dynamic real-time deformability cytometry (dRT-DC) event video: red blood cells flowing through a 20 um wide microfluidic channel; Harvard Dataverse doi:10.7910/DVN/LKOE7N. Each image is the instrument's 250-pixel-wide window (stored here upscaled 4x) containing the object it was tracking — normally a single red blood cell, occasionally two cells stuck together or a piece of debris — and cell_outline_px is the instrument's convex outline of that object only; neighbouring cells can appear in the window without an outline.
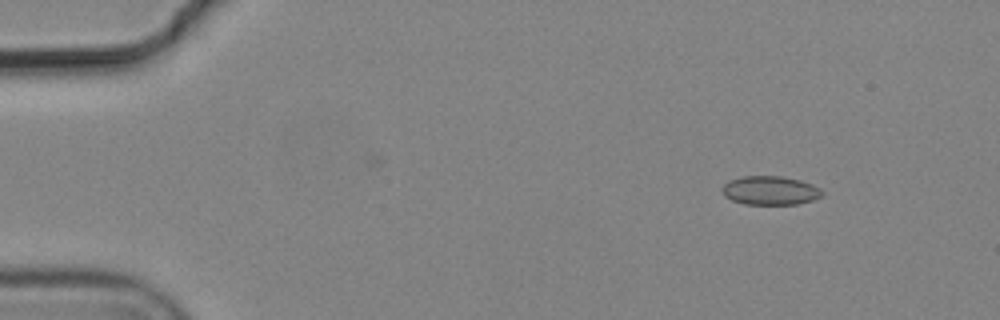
{"species": "common noctule bat (a hibernating species)", "species_latin": "Nyctalus noctula", "temperature_condition": "cold", "stored_images_in_passage": 3, "camera_frame_rate_fps": 3000, "um_per_image_px": 0.085, "animal": {"sex": "male", "body_mass_g": 19.2, "forearm_length_mm": 51.8}, "frame": {"image": 1, "passage_image": 1, "time_ms": 0.0, "image_size_px": [1000, 320], "cell_outline_px": [[824, 192], [820, 196], [812, 200], [796, 204], [744, 204], [732, 200], [724, 196], [720, 188], [728, 180], [744, 176], [780, 176], [800, 180], [812, 184], [820, 188]], "centroid_in_image_um": [65.43, 16.18], "position_along_channel_um": 19.6, "area_um2": 16.82}}
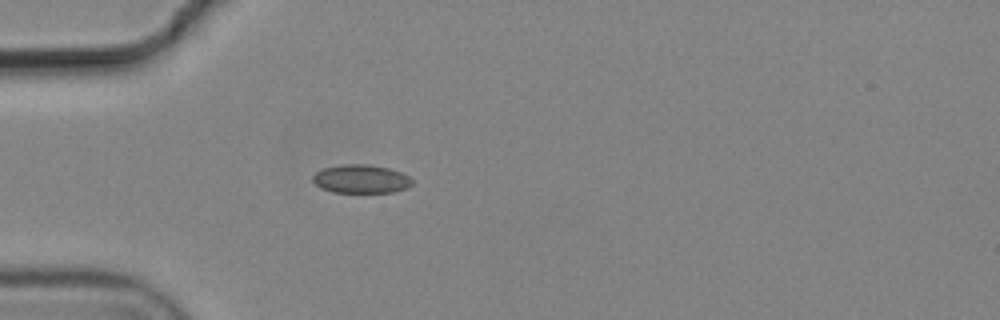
{"frame": {"image": 2, "passage_image": 3, "time_ms": 0.667, "image_size_px": [1000, 320], "cell_outline_px": [[412, 184], [408, 188], [392, 192], [332, 192], [320, 188], [312, 180], [312, 176], [316, 172], [324, 168], [344, 164], [364, 164], [388, 168], [400, 172], [408, 176], [412, 180]], "centroid_in_image_um": [30.67, 15.22], "position_along_channel_um": 54.3, "area_um2": 16.42}}